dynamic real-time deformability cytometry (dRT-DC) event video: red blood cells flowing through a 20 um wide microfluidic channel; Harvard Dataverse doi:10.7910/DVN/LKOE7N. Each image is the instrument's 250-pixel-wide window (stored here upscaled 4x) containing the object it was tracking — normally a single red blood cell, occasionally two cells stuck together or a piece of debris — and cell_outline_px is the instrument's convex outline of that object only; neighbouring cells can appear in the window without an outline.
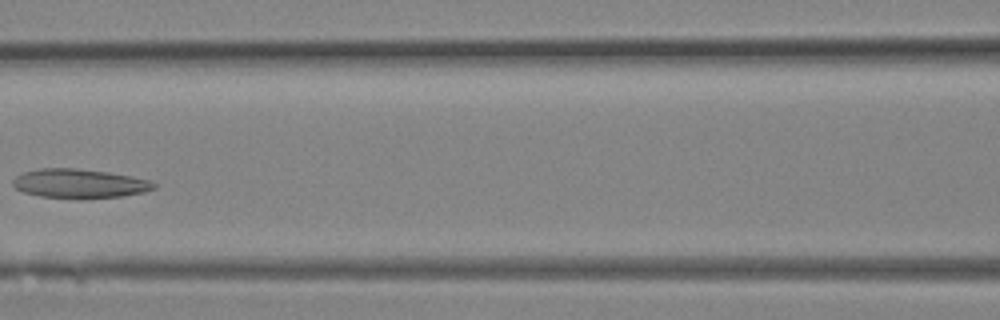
{"species": "Egyptian fruit bat (a non-hibernating species)", "species_latin": "Rousettus aegyptiacus", "temperature_condition": "room temperature", "stored_images_in_passage": 28, "camera_frame_rate_fps": 3000, "um_per_image_px": 0.085, "animal": {"sex": "female"}, "frame": {"image": 1, "passage_image": 12, "time_ms": 3.667, "image_size_px": [1000, 320], "cell_outline_px": [[156, 188], [144, 192], [120, 196], [80, 200], [40, 196], [24, 192], [16, 188], [12, 184], [12, 180], [16, 176], [24, 172], [40, 168], [76, 168], [108, 172], [132, 176], [152, 180], [156, 184]], "centroid_in_image_um": [6.77, 15.61], "position_along_channel_um": 159.8, "area_um2": 24.33}}
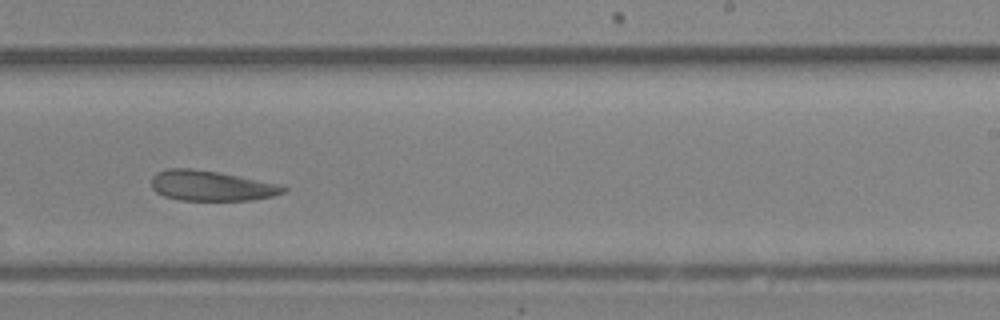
{"frame": {"image": 2, "passage_image": 17, "time_ms": 5.333, "image_size_px": [1000, 320], "cell_outline_px": [[288, 188], [284, 192], [272, 196], [252, 200], [180, 200], [164, 196], [156, 192], [152, 188], [152, 176], [156, 172], [168, 168], [192, 168], [216, 172], [284, 184]], "centroid_in_image_um": [17.97, 15.78], "position_along_channel_um": 271.0, "area_um2": 23.35}}
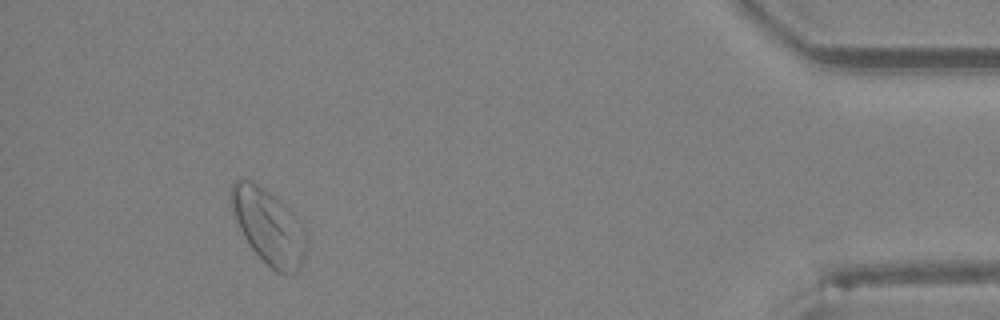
{"frame": {"image": 3, "passage_image": 26, "time_ms": 8.333, "image_size_px": [1000, 320], "cell_outline_px": [[308, 240], [304, 256], [300, 268], [296, 272], [276, 272], [248, 244], [232, 212], [232, 184], [236, 180], [252, 180], [264, 188], [284, 204], [300, 220], [304, 228]], "centroid_in_image_um": [22.87, 19.25], "position_along_channel_um": 412.3, "area_um2": 32.31}}